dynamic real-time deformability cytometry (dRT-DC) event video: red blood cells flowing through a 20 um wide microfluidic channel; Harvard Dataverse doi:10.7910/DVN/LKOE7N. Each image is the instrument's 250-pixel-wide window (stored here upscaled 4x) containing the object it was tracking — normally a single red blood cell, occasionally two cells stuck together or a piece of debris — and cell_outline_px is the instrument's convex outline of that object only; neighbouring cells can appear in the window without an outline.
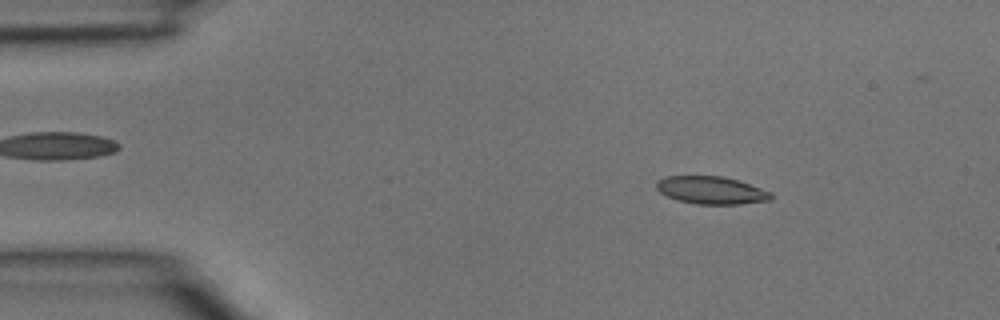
{"species": "common noctule bat (a hibernating species)", "species_latin": "Nyctalus noctula", "temperature_condition": "room temperature", "stored_images_in_passage": 3, "camera_frame_rate_fps": 3000, "um_per_image_px": 0.085, "animal": {"sex": "male", "body_mass_g": 15.6}, "frame": {"image": 1, "passage_image": 1, "time_ms": 0.0, "image_size_px": [1000, 320], "cell_outline_px": [[772, 200], [740, 204], [696, 204], [676, 200], [660, 192], [656, 188], [656, 180], [664, 176], [724, 176], [772, 192]], "centroid_in_image_um": [60.43, 16.17], "position_along_channel_um": 24.6, "area_um2": 18.5}}